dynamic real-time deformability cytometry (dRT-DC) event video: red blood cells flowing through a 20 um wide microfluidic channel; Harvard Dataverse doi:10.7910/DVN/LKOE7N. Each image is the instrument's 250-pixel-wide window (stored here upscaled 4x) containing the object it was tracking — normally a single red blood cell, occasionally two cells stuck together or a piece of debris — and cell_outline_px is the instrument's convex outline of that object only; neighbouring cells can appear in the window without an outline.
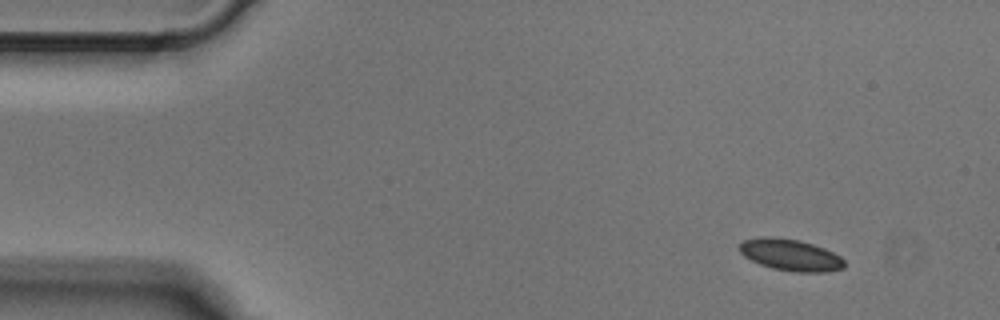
{"species": "Egyptian fruit bat (a non-hibernating species)", "species_latin": "Rousettus aegyptiacus", "temperature_condition": "cold", "stored_images_in_passage": 6, "camera_frame_rate_fps": 3000, "um_per_image_px": 0.085, "animal": {"sex": "male"}, "frame": {"image": 1, "passage_image": 1, "time_ms": 0.0, "image_size_px": [1000, 320], "cell_outline_px": [[844, 268], [828, 272], [792, 272], [772, 268], [760, 264], [744, 256], [740, 252], [740, 244], [744, 240], [760, 236], [772, 236], [800, 240], [824, 248], [840, 256], [844, 260]], "centroid_in_image_um": [67.19, 21.67], "position_along_channel_um": 17.8, "area_um2": 19.42}}
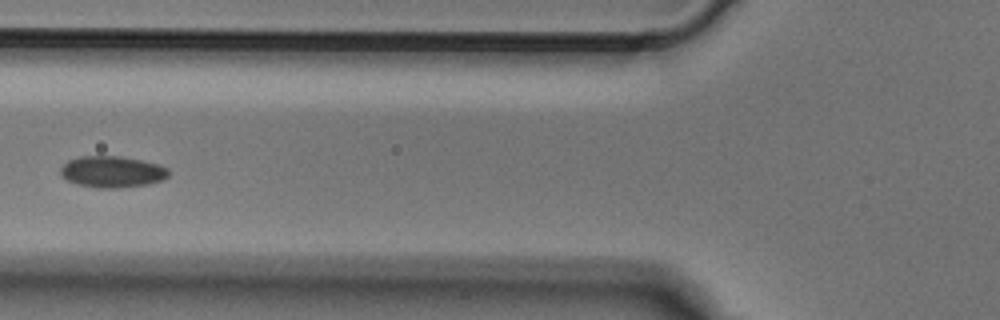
{"frame": {"image": 2, "passage_image": 5, "time_ms": 1.333, "image_size_px": [1000, 320], "cell_outline_px": [[168, 176], [164, 180], [148, 184], [116, 188], [96, 188], [76, 184], [60, 176], [60, 168], [68, 160], [80, 156], [120, 156], [160, 164], [168, 168]], "centroid_in_image_um": [9.52, 14.6], "position_along_channel_um": 116.3, "area_um2": 19.94}}
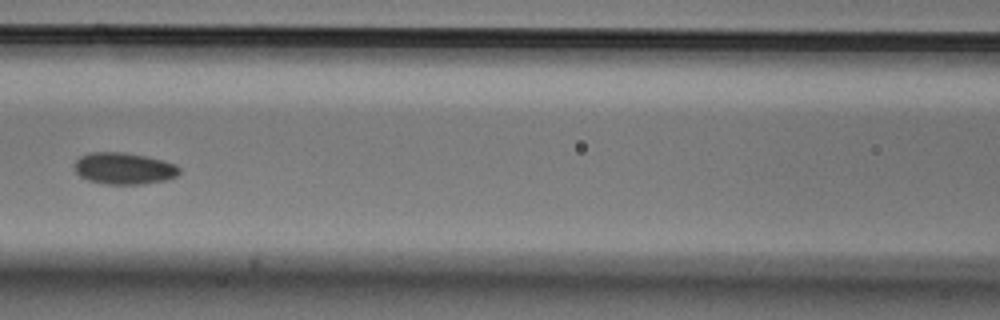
{"frame": {"image": 3, "passage_image": 6, "time_ms": 1.667, "image_size_px": [1000, 320], "cell_outline_px": [[180, 172], [176, 176], [168, 180], [140, 184], [108, 184], [88, 180], [80, 176], [76, 172], [72, 164], [80, 156], [88, 152], [124, 152], [144, 156], [176, 164], [180, 168]], "centroid_in_image_um": [10.51, 14.31], "position_along_channel_um": 156.1, "area_um2": 19.42}}